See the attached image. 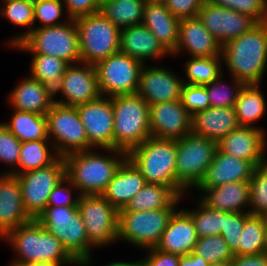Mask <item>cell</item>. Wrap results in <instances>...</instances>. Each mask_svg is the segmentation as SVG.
I'll use <instances>...</instances> for the list:
<instances>
[{
    "label": "cell",
    "instance_id": "1",
    "mask_svg": "<svg viewBox=\"0 0 267 266\" xmlns=\"http://www.w3.org/2000/svg\"><path fill=\"white\" fill-rule=\"evenodd\" d=\"M98 150L100 148H93L63 157L65 176L80 195H101L127 159V153L118 149L102 148L100 151L107 152L104 154Z\"/></svg>",
    "mask_w": 267,
    "mask_h": 266
},
{
    "label": "cell",
    "instance_id": "2",
    "mask_svg": "<svg viewBox=\"0 0 267 266\" xmlns=\"http://www.w3.org/2000/svg\"><path fill=\"white\" fill-rule=\"evenodd\" d=\"M222 65L244 84H261L267 72V21L222 46Z\"/></svg>",
    "mask_w": 267,
    "mask_h": 266
},
{
    "label": "cell",
    "instance_id": "3",
    "mask_svg": "<svg viewBox=\"0 0 267 266\" xmlns=\"http://www.w3.org/2000/svg\"><path fill=\"white\" fill-rule=\"evenodd\" d=\"M8 241L15 251L13 262H58L62 266H81L65 249L62 242L36 219L11 230L2 241ZM18 257V258H17Z\"/></svg>",
    "mask_w": 267,
    "mask_h": 266
},
{
    "label": "cell",
    "instance_id": "4",
    "mask_svg": "<svg viewBox=\"0 0 267 266\" xmlns=\"http://www.w3.org/2000/svg\"><path fill=\"white\" fill-rule=\"evenodd\" d=\"M113 148L129 153L151 137L149 104L137 93L113 96Z\"/></svg>",
    "mask_w": 267,
    "mask_h": 266
},
{
    "label": "cell",
    "instance_id": "5",
    "mask_svg": "<svg viewBox=\"0 0 267 266\" xmlns=\"http://www.w3.org/2000/svg\"><path fill=\"white\" fill-rule=\"evenodd\" d=\"M36 220L62 242L81 266H93L94 248L89 244L78 207H46Z\"/></svg>",
    "mask_w": 267,
    "mask_h": 266
},
{
    "label": "cell",
    "instance_id": "6",
    "mask_svg": "<svg viewBox=\"0 0 267 266\" xmlns=\"http://www.w3.org/2000/svg\"><path fill=\"white\" fill-rule=\"evenodd\" d=\"M176 154V140L151 136L131 150L127 158L142 173L146 183L165 185L177 193Z\"/></svg>",
    "mask_w": 267,
    "mask_h": 266
},
{
    "label": "cell",
    "instance_id": "7",
    "mask_svg": "<svg viewBox=\"0 0 267 266\" xmlns=\"http://www.w3.org/2000/svg\"><path fill=\"white\" fill-rule=\"evenodd\" d=\"M176 143L177 194L182 197L195 190L203 180L215 157L218 142L191 132Z\"/></svg>",
    "mask_w": 267,
    "mask_h": 266
},
{
    "label": "cell",
    "instance_id": "8",
    "mask_svg": "<svg viewBox=\"0 0 267 266\" xmlns=\"http://www.w3.org/2000/svg\"><path fill=\"white\" fill-rule=\"evenodd\" d=\"M14 49L31 54L52 55L69 64L81 62L80 45L74 19L47 27H35Z\"/></svg>",
    "mask_w": 267,
    "mask_h": 266
},
{
    "label": "cell",
    "instance_id": "9",
    "mask_svg": "<svg viewBox=\"0 0 267 266\" xmlns=\"http://www.w3.org/2000/svg\"><path fill=\"white\" fill-rule=\"evenodd\" d=\"M185 196L179 197L169 208L153 211L119 212L118 242L119 240L126 241V243L137 249H142V251L156 247L171 216L178 209L181 200L183 202Z\"/></svg>",
    "mask_w": 267,
    "mask_h": 266
},
{
    "label": "cell",
    "instance_id": "10",
    "mask_svg": "<svg viewBox=\"0 0 267 266\" xmlns=\"http://www.w3.org/2000/svg\"><path fill=\"white\" fill-rule=\"evenodd\" d=\"M81 62L95 65L120 50L121 30L100 12L75 18Z\"/></svg>",
    "mask_w": 267,
    "mask_h": 266
},
{
    "label": "cell",
    "instance_id": "11",
    "mask_svg": "<svg viewBox=\"0 0 267 266\" xmlns=\"http://www.w3.org/2000/svg\"><path fill=\"white\" fill-rule=\"evenodd\" d=\"M45 116L48 139L60 157L94 148L88 142L77 107L55 102Z\"/></svg>",
    "mask_w": 267,
    "mask_h": 266
},
{
    "label": "cell",
    "instance_id": "12",
    "mask_svg": "<svg viewBox=\"0 0 267 266\" xmlns=\"http://www.w3.org/2000/svg\"><path fill=\"white\" fill-rule=\"evenodd\" d=\"M77 207L93 248L101 249L118 241L119 211L102 195H80Z\"/></svg>",
    "mask_w": 267,
    "mask_h": 266
},
{
    "label": "cell",
    "instance_id": "13",
    "mask_svg": "<svg viewBox=\"0 0 267 266\" xmlns=\"http://www.w3.org/2000/svg\"><path fill=\"white\" fill-rule=\"evenodd\" d=\"M143 65L120 51L97 62L94 66L101 96L111 98L136 93Z\"/></svg>",
    "mask_w": 267,
    "mask_h": 266
},
{
    "label": "cell",
    "instance_id": "14",
    "mask_svg": "<svg viewBox=\"0 0 267 266\" xmlns=\"http://www.w3.org/2000/svg\"><path fill=\"white\" fill-rule=\"evenodd\" d=\"M21 186L27 214L36 219L47 207L53 188L65 177V161L59 157L53 164L16 175Z\"/></svg>",
    "mask_w": 267,
    "mask_h": 266
},
{
    "label": "cell",
    "instance_id": "15",
    "mask_svg": "<svg viewBox=\"0 0 267 266\" xmlns=\"http://www.w3.org/2000/svg\"><path fill=\"white\" fill-rule=\"evenodd\" d=\"M61 95V99L56 95ZM101 96L96 68L93 64H70L61 78L60 86L54 92L58 104L77 107ZM58 100H57V99Z\"/></svg>",
    "mask_w": 267,
    "mask_h": 266
},
{
    "label": "cell",
    "instance_id": "16",
    "mask_svg": "<svg viewBox=\"0 0 267 266\" xmlns=\"http://www.w3.org/2000/svg\"><path fill=\"white\" fill-rule=\"evenodd\" d=\"M197 17L222 46L258 24L249 15L215 5L208 0L198 11Z\"/></svg>",
    "mask_w": 267,
    "mask_h": 266
},
{
    "label": "cell",
    "instance_id": "17",
    "mask_svg": "<svg viewBox=\"0 0 267 266\" xmlns=\"http://www.w3.org/2000/svg\"><path fill=\"white\" fill-rule=\"evenodd\" d=\"M88 142L94 148H113L114 114L112 98L98 99L77 106Z\"/></svg>",
    "mask_w": 267,
    "mask_h": 266
},
{
    "label": "cell",
    "instance_id": "18",
    "mask_svg": "<svg viewBox=\"0 0 267 266\" xmlns=\"http://www.w3.org/2000/svg\"><path fill=\"white\" fill-rule=\"evenodd\" d=\"M147 65V66H146ZM183 76L164 66L144 64L140 72L137 94L149 106L181 99Z\"/></svg>",
    "mask_w": 267,
    "mask_h": 266
},
{
    "label": "cell",
    "instance_id": "19",
    "mask_svg": "<svg viewBox=\"0 0 267 266\" xmlns=\"http://www.w3.org/2000/svg\"><path fill=\"white\" fill-rule=\"evenodd\" d=\"M149 121L155 138L178 140L191 133L192 116L181 100L150 105Z\"/></svg>",
    "mask_w": 267,
    "mask_h": 266
},
{
    "label": "cell",
    "instance_id": "20",
    "mask_svg": "<svg viewBox=\"0 0 267 266\" xmlns=\"http://www.w3.org/2000/svg\"><path fill=\"white\" fill-rule=\"evenodd\" d=\"M266 133L257 127L239 126L218 142V149L256 167L267 161Z\"/></svg>",
    "mask_w": 267,
    "mask_h": 266
},
{
    "label": "cell",
    "instance_id": "21",
    "mask_svg": "<svg viewBox=\"0 0 267 266\" xmlns=\"http://www.w3.org/2000/svg\"><path fill=\"white\" fill-rule=\"evenodd\" d=\"M221 51L222 45L198 17L180 20L178 42L172 57L180 56L182 52L190 57H213L221 56Z\"/></svg>",
    "mask_w": 267,
    "mask_h": 266
},
{
    "label": "cell",
    "instance_id": "22",
    "mask_svg": "<svg viewBox=\"0 0 267 266\" xmlns=\"http://www.w3.org/2000/svg\"><path fill=\"white\" fill-rule=\"evenodd\" d=\"M255 166L247 160L225 154L217 149L212 163L195 190L202 193L207 188L218 187L231 182L250 181Z\"/></svg>",
    "mask_w": 267,
    "mask_h": 266
},
{
    "label": "cell",
    "instance_id": "23",
    "mask_svg": "<svg viewBox=\"0 0 267 266\" xmlns=\"http://www.w3.org/2000/svg\"><path fill=\"white\" fill-rule=\"evenodd\" d=\"M32 218L24 209L21 186L11 174L0 175V239Z\"/></svg>",
    "mask_w": 267,
    "mask_h": 266
},
{
    "label": "cell",
    "instance_id": "24",
    "mask_svg": "<svg viewBox=\"0 0 267 266\" xmlns=\"http://www.w3.org/2000/svg\"><path fill=\"white\" fill-rule=\"evenodd\" d=\"M119 51L143 64H147V60L160 61L172 56L142 23L121 29Z\"/></svg>",
    "mask_w": 267,
    "mask_h": 266
},
{
    "label": "cell",
    "instance_id": "25",
    "mask_svg": "<svg viewBox=\"0 0 267 266\" xmlns=\"http://www.w3.org/2000/svg\"><path fill=\"white\" fill-rule=\"evenodd\" d=\"M198 238L191 216L183 208H178L171 216L156 248L182 256L194 250Z\"/></svg>",
    "mask_w": 267,
    "mask_h": 266
},
{
    "label": "cell",
    "instance_id": "26",
    "mask_svg": "<svg viewBox=\"0 0 267 266\" xmlns=\"http://www.w3.org/2000/svg\"><path fill=\"white\" fill-rule=\"evenodd\" d=\"M8 93L11 109L46 115L55 103L54 92L39 80L26 76Z\"/></svg>",
    "mask_w": 267,
    "mask_h": 266
},
{
    "label": "cell",
    "instance_id": "27",
    "mask_svg": "<svg viewBox=\"0 0 267 266\" xmlns=\"http://www.w3.org/2000/svg\"><path fill=\"white\" fill-rule=\"evenodd\" d=\"M146 184L142 173L127 158L101 195L119 211L125 208Z\"/></svg>",
    "mask_w": 267,
    "mask_h": 266
},
{
    "label": "cell",
    "instance_id": "28",
    "mask_svg": "<svg viewBox=\"0 0 267 266\" xmlns=\"http://www.w3.org/2000/svg\"><path fill=\"white\" fill-rule=\"evenodd\" d=\"M235 107H209L192 116L191 132L219 142L239 127Z\"/></svg>",
    "mask_w": 267,
    "mask_h": 266
},
{
    "label": "cell",
    "instance_id": "29",
    "mask_svg": "<svg viewBox=\"0 0 267 266\" xmlns=\"http://www.w3.org/2000/svg\"><path fill=\"white\" fill-rule=\"evenodd\" d=\"M180 19L176 18L163 3L146 2L142 24L172 54L178 42Z\"/></svg>",
    "mask_w": 267,
    "mask_h": 266
},
{
    "label": "cell",
    "instance_id": "30",
    "mask_svg": "<svg viewBox=\"0 0 267 266\" xmlns=\"http://www.w3.org/2000/svg\"><path fill=\"white\" fill-rule=\"evenodd\" d=\"M249 194L250 183L243 181L207 188L199 198L207 206L218 211L249 213Z\"/></svg>",
    "mask_w": 267,
    "mask_h": 266
},
{
    "label": "cell",
    "instance_id": "31",
    "mask_svg": "<svg viewBox=\"0 0 267 266\" xmlns=\"http://www.w3.org/2000/svg\"><path fill=\"white\" fill-rule=\"evenodd\" d=\"M260 87V84H245L235 103V112L240 126L257 127L265 131L263 127L255 126L267 111L266 98Z\"/></svg>",
    "mask_w": 267,
    "mask_h": 266
},
{
    "label": "cell",
    "instance_id": "32",
    "mask_svg": "<svg viewBox=\"0 0 267 266\" xmlns=\"http://www.w3.org/2000/svg\"><path fill=\"white\" fill-rule=\"evenodd\" d=\"M60 156L49 139L21 142L17 168L11 175L47 167Z\"/></svg>",
    "mask_w": 267,
    "mask_h": 266
},
{
    "label": "cell",
    "instance_id": "33",
    "mask_svg": "<svg viewBox=\"0 0 267 266\" xmlns=\"http://www.w3.org/2000/svg\"><path fill=\"white\" fill-rule=\"evenodd\" d=\"M179 197L170 187L147 183L119 212L153 211L169 208Z\"/></svg>",
    "mask_w": 267,
    "mask_h": 266
},
{
    "label": "cell",
    "instance_id": "34",
    "mask_svg": "<svg viewBox=\"0 0 267 266\" xmlns=\"http://www.w3.org/2000/svg\"><path fill=\"white\" fill-rule=\"evenodd\" d=\"M146 0H101L99 12L120 30L141 24Z\"/></svg>",
    "mask_w": 267,
    "mask_h": 266
},
{
    "label": "cell",
    "instance_id": "35",
    "mask_svg": "<svg viewBox=\"0 0 267 266\" xmlns=\"http://www.w3.org/2000/svg\"><path fill=\"white\" fill-rule=\"evenodd\" d=\"M8 122H2L21 142L48 139L45 115L13 109Z\"/></svg>",
    "mask_w": 267,
    "mask_h": 266
},
{
    "label": "cell",
    "instance_id": "36",
    "mask_svg": "<svg viewBox=\"0 0 267 266\" xmlns=\"http://www.w3.org/2000/svg\"><path fill=\"white\" fill-rule=\"evenodd\" d=\"M2 3V4H1ZM0 16L4 17L11 24L19 27H25V31L10 36L5 42L6 45L13 47L18 44L25 36H27L34 28V6L32 3L25 2L23 0H1L0 2Z\"/></svg>",
    "mask_w": 267,
    "mask_h": 266
},
{
    "label": "cell",
    "instance_id": "37",
    "mask_svg": "<svg viewBox=\"0 0 267 266\" xmlns=\"http://www.w3.org/2000/svg\"><path fill=\"white\" fill-rule=\"evenodd\" d=\"M31 65L29 76L39 80L53 92L60 86L61 78L70 65L66 61L44 54H30Z\"/></svg>",
    "mask_w": 267,
    "mask_h": 266
},
{
    "label": "cell",
    "instance_id": "38",
    "mask_svg": "<svg viewBox=\"0 0 267 266\" xmlns=\"http://www.w3.org/2000/svg\"><path fill=\"white\" fill-rule=\"evenodd\" d=\"M239 255H258L267 252L266 216L245 213Z\"/></svg>",
    "mask_w": 267,
    "mask_h": 266
},
{
    "label": "cell",
    "instance_id": "39",
    "mask_svg": "<svg viewBox=\"0 0 267 266\" xmlns=\"http://www.w3.org/2000/svg\"><path fill=\"white\" fill-rule=\"evenodd\" d=\"M190 58V59H189ZM184 64L183 82L188 85H206L217 79L223 72L222 56L189 57Z\"/></svg>",
    "mask_w": 267,
    "mask_h": 266
},
{
    "label": "cell",
    "instance_id": "40",
    "mask_svg": "<svg viewBox=\"0 0 267 266\" xmlns=\"http://www.w3.org/2000/svg\"><path fill=\"white\" fill-rule=\"evenodd\" d=\"M194 209L183 208L192 218L199 238L220 235L223 224V211L207 206L199 197Z\"/></svg>",
    "mask_w": 267,
    "mask_h": 266
},
{
    "label": "cell",
    "instance_id": "41",
    "mask_svg": "<svg viewBox=\"0 0 267 266\" xmlns=\"http://www.w3.org/2000/svg\"><path fill=\"white\" fill-rule=\"evenodd\" d=\"M223 78H225L224 73L205 85L211 107H235L239 92L245 85L233 76H231V84L225 83Z\"/></svg>",
    "mask_w": 267,
    "mask_h": 266
},
{
    "label": "cell",
    "instance_id": "42",
    "mask_svg": "<svg viewBox=\"0 0 267 266\" xmlns=\"http://www.w3.org/2000/svg\"><path fill=\"white\" fill-rule=\"evenodd\" d=\"M249 183V213L267 216V161L255 167Z\"/></svg>",
    "mask_w": 267,
    "mask_h": 266
},
{
    "label": "cell",
    "instance_id": "43",
    "mask_svg": "<svg viewBox=\"0 0 267 266\" xmlns=\"http://www.w3.org/2000/svg\"><path fill=\"white\" fill-rule=\"evenodd\" d=\"M193 252L209 263L231 261L234 257L228 244L220 235L198 238Z\"/></svg>",
    "mask_w": 267,
    "mask_h": 266
},
{
    "label": "cell",
    "instance_id": "44",
    "mask_svg": "<svg viewBox=\"0 0 267 266\" xmlns=\"http://www.w3.org/2000/svg\"><path fill=\"white\" fill-rule=\"evenodd\" d=\"M33 6L34 24L36 22L41 23L38 26L35 24V27L56 26L70 20V17L64 11L65 6L62 0H42L33 4Z\"/></svg>",
    "mask_w": 267,
    "mask_h": 266
},
{
    "label": "cell",
    "instance_id": "45",
    "mask_svg": "<svg viewBox=\"0 0 267 266\" xmlns=\"http://www.w3.org/2000/svg\"><path fill=\"white\" fill-rule=\"evenodd\" d=\"M245 213L224 212L220 236L226 241L233 255H239L241 233L244 227Z\"/></svg>",
    "mask_w": 267,
    "mask_h": 266
},
{
    "label": "cell",
    "instance_id": "46",
    "mask_svg": "<svg viewBox=\"0 0 267 266\" xmlns=\"http://www.w3.org/2000/svg\"><path fill=\"white\" fill-rule=\"evenodd\" d=\"M21 141L0 122V162L9 166L2 174H11L18 166Z\"/></svg>",
    "mask_w": 267,
    "mask_h": 266
},
{
    "label": "cell",
    "instance_id": "47",
    "mask_svg": "<svg viewBox=\"0 0 267 266\" xmlns=\"http://www.w3.org/2000/svg\"><path fill=\"white\" fill-rule=\"evenodd\" d=\"M224 8L235 10L254 18L258 23L267 21V0H208Z\"/></svg>",
    "mask_w": 267,
    "mask_h": 266
},
{
    "label": "cell",
    "instance_id": "48",
    "mask_svg": "<svg viewBox=\"0 0 267 266\" xmlns=\"http://www.w3.org/2000/svg\"><path fill=\"white\" fill-rule=\"evenodd\" d=\"M180 100L191 116L210 107L205 85H188L184 83Z\"/></svg>",
    "mask_w": 267,
    "mask_h": 266
},
{
    "label": "cell",
    "instance_id": "49",
    "mask_svg": "<svg viewBox=\"0 0 267 266\" xmlns=\"http://www.w3.org/2000/svg\"><path fill=\"white\" fill-rule=\"evenodd\" d=\"M74 190L77 195H74ZM79 197L77 189L65 176L51 191L47 207H77Z\"/></svg>",
    "mask_w": 267,
    "mask_h": 266
},
{
    "label": "cell",
    "instance_id": "50",
    "mask_svg": "<svg viewBox=\"0 0 267 266\" xmlns=\"http://www.w3.org/2000/svg\"><path fill=\"white\" fill-rule=\"evenodd\" d=\"M206 0H166L167 9L178 19L197 17Z\"/></svg>",
    "mask_w": 267,
    "mask_h": 266
},
{
    "label": "cell",
    "instance_id": "51",
    "mask_svg": "<svg viewBox=\"0 0 267 266\" xmlns=\"http://www.w3.org/2000/svg\"><path fill=\"white\" fill-rule=\"evenodd\" d=\"M70 19L99 12L101 0H62Z\"/></svg>",
    "mask_w": 267,
    "mask_h": 266
},
{
    "label": "cell",
    "instance_id": "52",
    "mask_svg": "<svg viewBox=\"0 0 267 266\" xmlns=\"http://www.w3.org/2000/svg\"><path fill=\"white\" fill-rule=\"evenodd\" d=\"M147 254L141 257L143 266H179L180 255L163 252L156 247L143 250Z\"/></svg>",
    "mask_w": 267,
    "mask_h": 266
},
{
    "label": "cell",
    "instance_id": "53",
    "mask_svg": "<svg viewBox=\"0 0 267 266\" xmlns=\"http://www.w3.org/2000/svg\"><path fill=\"white\" fill-rule=\"evenodd\" d=\"M231 266H267V252L258 255H234Z\"/></svg>",
    "mask_w": 267,
    "mask_h": 266
},
{
    "label": "cell",
    "instance_id": "54",
    "mask_svg": "<svg viewBox=\"0 0 267 266\" xmlns=\"http://www.w3.org/2000/svg\"><path fill=\"white\" fill-rule=\"evenodd\" d=\"M210 263L193 251L189 254L180 256L179 266H209Z\"/></svg>",
    "mask_w": 267,
    "mask_h": 266
},
{
    "label": "cell",
    "instance_id": "55",
    "mask_svg": "<svg viewBox=\"0 0 267 266\" xmlns=\"http://www.w3.org/2000/svg\"><path fill=\"white\" fill-rule=\"evenodd\" d=\"M141 264V259L136 260V261H114V262H110L104 266H140Z\"/></svg>",
    "mask_w": 267,
    "mask_h": 266
},
{
    "label": "cell",
    "instance_id": "56",
    "mask_svg": "<svg viewBox=\"0 0 267 266\" xmlns=\"http://www.w3.org/2000/svg\"><path fill=\"white\" fill-rule=\"evenodd\" d=\"M30 266H62L58 262H47V261H38L34 263H30Z\"/></svg>",
    "mask_w": 267,
    "mask_h": 266
},
{
    "label": "cell",
    "instance_id": "57",
    "mask_svg": "<svg viewBox=\"0 0 267 266\" xmlns=\"http://www.w3.org/2000/svg\"><path fill=\"white\" fill-rule=\"evenodd\" d=\"M209 266H231V261H224L219 263H210Z\"/></svg>",
    "mask_w": 267,
    "mask_h": 266
},
{
    "label": "cell",
    "instance_id": "58",
    "mask_svg": "<svg viewBox=\"0 0 267 266\" xmlns=\"http://www.w3.org/2000/svg\"><path fill=\"white\" fill-rule=\"evenodd\" d=\"M9 266H30V265L27 264V263H20V262L10 261Z\"/></svg>",
    "mask_w": 267,
    "mask_h": 266
},
{
    "label": "cell",
    "instance_id": "59",
    "mask_svg": "<svg viewBox=\"0 0 267 266\" xmlns=\"http://www.w3.org/2000/svg\"><path fill=\"white\" fill-rule=\"evenodd\" d=\"M146 2H153V3H165L166 0H146Z\"/></svg>",
    "mask_w": 267,
    "mask_h": 266
},
{
    "label": "cell",
    "instance_id": "60",
    "mask_svg": "<svg viewBox=\"0 0 267 266\" xmlns=\"http://www.w3.org/2000/svg\"><path fill=\"white\" fill-rule=\"evenodd\" d=\"M23 1L35 4V3H38L39 1H42V0H23Z\"/></svg>",
    "mask_w": 267,
    "mask_h": 266
},
{
    "label": "cell",
    "instance_id": "61",
    "mask_svg": "<svg viewBox=\"0 0 267 266\" xmlns=\"http://www.w3.org/2000/svg\"><path fill=\"white\" fill-rule=\"evenodd\" d=\"M266 233H267V216H266Z\"/></svg>",
    "mask_w": 267,
    "mask_h": 266
}]
</instances>
